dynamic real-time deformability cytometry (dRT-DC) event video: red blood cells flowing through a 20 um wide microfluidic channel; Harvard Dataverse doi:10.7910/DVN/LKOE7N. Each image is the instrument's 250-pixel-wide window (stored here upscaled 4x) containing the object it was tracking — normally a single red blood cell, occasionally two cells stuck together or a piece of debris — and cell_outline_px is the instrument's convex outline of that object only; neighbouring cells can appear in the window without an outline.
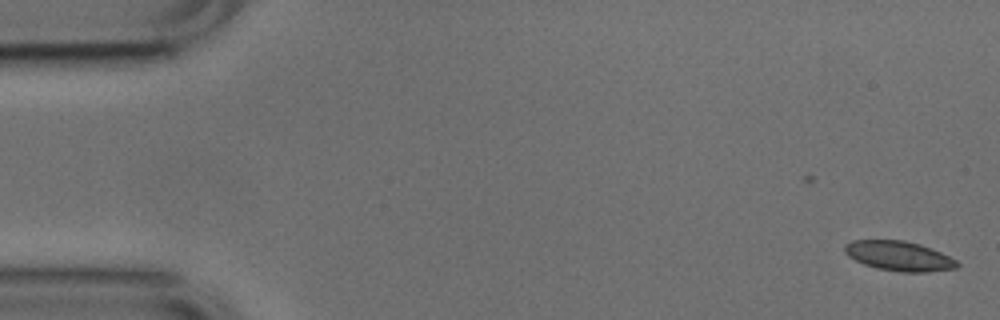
{"species": "common noctule bat (a hibernating species)", "species_latin": "Nyctalus noctula", "temperature_condition": "cold", "stored_images_in_passage": 11, "camera_frame_rate_fps": 3000, "um_per_image_px": 0.085, "animal": {"sex": "male", "body_mass_g": 17.9, "forearm_length_mm": 54.2}, "frame": {"image": 1, "passage_image": 1, "time_ms": 0.0, "image_size_px": [1000, 320], "cell_outline_px": [[960, 264], [956, 268], [924, 272], [900, 272], [876, 268], [864, 264], [848, 256], [844, 252], [844, 244], [852, 240], [904, 240], [920, 244], [932, 248], [956, 260]], "centroid_in_image_um": [76.39, 21.75], "position_along_channel_um": 8.6, "area_um2": 19.48}}